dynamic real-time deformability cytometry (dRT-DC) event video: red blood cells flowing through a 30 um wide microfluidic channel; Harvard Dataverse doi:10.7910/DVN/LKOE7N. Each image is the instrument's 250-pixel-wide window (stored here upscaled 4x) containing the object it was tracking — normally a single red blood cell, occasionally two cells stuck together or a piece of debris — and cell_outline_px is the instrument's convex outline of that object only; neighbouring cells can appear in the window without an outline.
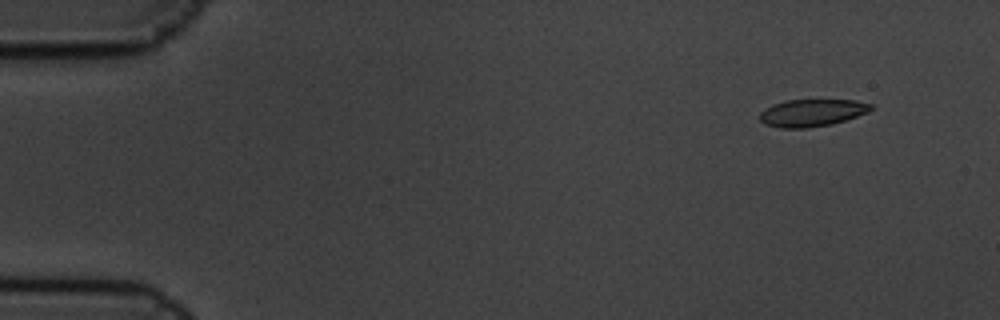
{"species": "common noctule bat (a hibernating species)", "species_latin": "Nyctalus noctula", "temperature_condition": "cold", "stored_images_in_passage": 5, "camera_frame_rate_fps": 3000, "um_per_image_px": 0.085, "animal": {"sex": "male", "body_mass_g": 19.5, "forearm_length_mm": 54.6}, "frame": {"image": 1, "passage_image": 1, "time_ms": 0.0, "image_size_px": [1000, 320], "cell_outline_px": [[872, 108], [868, 112], [832, 124], [808, 128], [780, 128], [764, 124], [760, 120], [760, 112], [764, 108], [772, 104], [784, 100], [856, 100], [872, 104]], "centroid_in_image_um": [68.97, 9.58], "position_along_channel_um": 16.0, "area_um2": 17.74}}
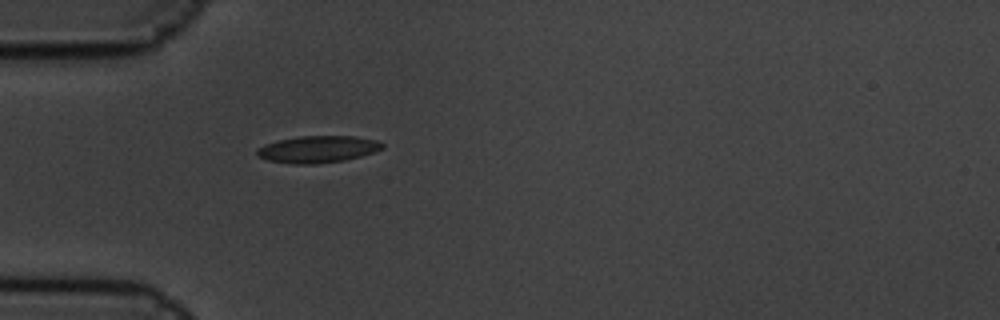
{"frame": {"image": 2, "passage_image": 5, "time_ms": 1.333, "image_size_px": [1000, 320], "cell_outline_px": [[384, 148], [376, 152], [344, 160], [316, 164], [292, 164], [268, 160], [256, 156], [256, 148], [264, 144], [280, 140], [300, 136], [352, 136], [376, 140], [384, 144]], "centroid_in_image_um": [27.0, 12.69], "position_along_channel_um": 58.0, "area_um2": 19.71}}